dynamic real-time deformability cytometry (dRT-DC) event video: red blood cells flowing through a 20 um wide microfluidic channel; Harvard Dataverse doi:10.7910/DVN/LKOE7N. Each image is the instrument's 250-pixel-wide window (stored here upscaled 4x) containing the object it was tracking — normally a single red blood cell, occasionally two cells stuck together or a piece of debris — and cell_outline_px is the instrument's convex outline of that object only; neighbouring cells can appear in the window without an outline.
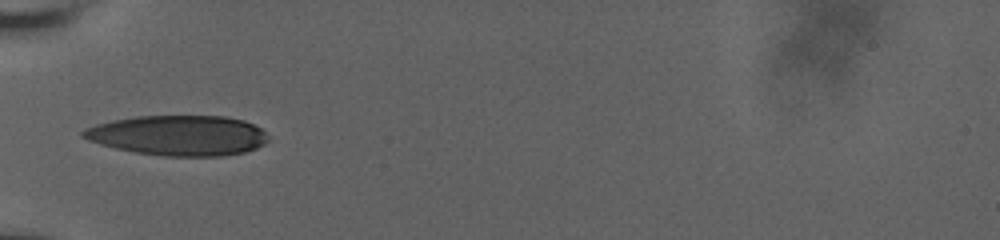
{"species": "human", "species_latin": "Homo sapiens", "temperature_condition": "room temperature", "stored_images_in_passage": 38, "camera_frame_rate_fps": 3000, "um_per_image_px": 0.085, "donor": {"sex": "male"}, "frame": {"image": 1, "passage_image": 1, "time_ms": 0.0, "image_size_px": [1000, 240], "cell_outline_px": [[268, 140], [264, 144], [256, 148], [244, 152], [224, 156], [164, 156], [136, 152], [116, 148], [100, 144], [88, 140], [80, 136], [80, 132], [84, 128], [96, 124], [112, 120], [136, 116], [224, 116], [244, 120], [260, 128], [268, 136]], "centroid_in_image_um": [15.14, 11.51], "position_along_channel_um": 69.9, "area_um2": 43.41}}
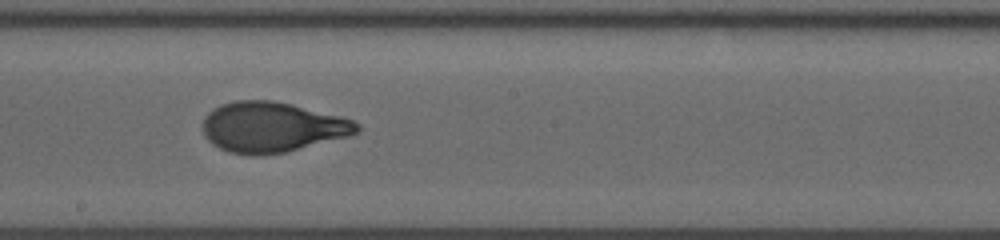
{"frame": {"image": 2, "passage_image": 14, "time_ms": 4.333, "image_size_px": [1000, 240], "cell_outline_px": [[360, 132], [348, 136], [284, 152], [252, 156], [228, 152], [212, 144], [204, 136], [204, 116], [208, 112], [220, 104], [236, 100], [272, 100], [292, 104], [340, 116], [352, 120], [360, 124]], "centroid_in_image_um": [23.11, 10.8], "position_along_channel_um": 225.1, "area_um2": 45.08}}
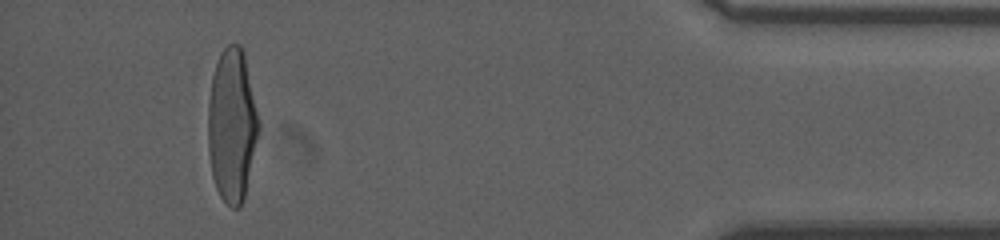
{"frame": {"image": 3, "passage_image": 34, "time_ms": 11.0, "image_size_px": [1000, 240], "cell_outline_px": [[260, 128], [244, 200], [240, 208], [232, 208], [220, 196], [216, 188], [212, 176], [208, 152], [208, 104], [212, 76], [220, 52], [228, 44], [240, 44], [244, 52], [260, 120]], "centroid_in_image_um": [19.73, 10.65], "position_along_channel_um": 415.5, "area_um2": 45.72}, "authors_computed_cell_mechanics": {"area_um2": 44.7372, "velocity_mm_per_s": 3.6479, "shape_relaxation_time_tau1_ms": 5.9004, "shape_relaxation_time_tau2_ms": null, "deformation_change_tau1": 0.2461, "deformation_change_tau2": null}}